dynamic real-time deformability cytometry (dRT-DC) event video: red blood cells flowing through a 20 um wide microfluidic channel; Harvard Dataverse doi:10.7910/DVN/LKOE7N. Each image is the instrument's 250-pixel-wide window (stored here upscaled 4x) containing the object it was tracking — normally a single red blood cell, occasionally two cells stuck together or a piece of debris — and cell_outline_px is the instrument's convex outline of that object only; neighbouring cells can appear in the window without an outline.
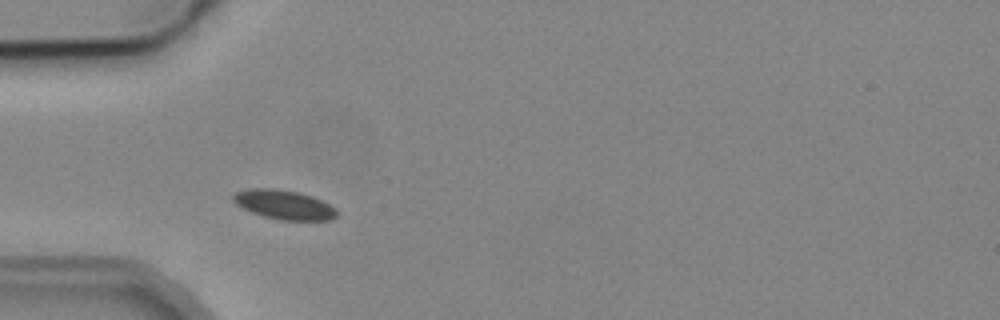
{"species": "common noctule bat (a hibernating species)", "species_latin": "Nyctalus noctula", "temperature_condition": "cold", "stored_images_in_passage": 10, "camera_frame_rate_fps": 3000, "um_per_image_px": 0.085, "animal": {"sex": "male", "body_mass_g": 19.2, "forearm_length_mm": 51.8}, "frame": {"image": 1, "passage_image": 1, "time_ms": 0.0, "image_size_px": [1000, 320], "cell_outline_px": [[336, 216], [332, 220], [280, 220], [264, 216], [252, 212], [236, 204], [232, 200], [232, 196], [236, 192], [248, 188], [272, 188], [300, 192], [312, 196], [336, 208]], "centroid_in_image_um": [24.13, 17.39], "position_along_channel_um": 60.9, "area_um2": 17.63}}
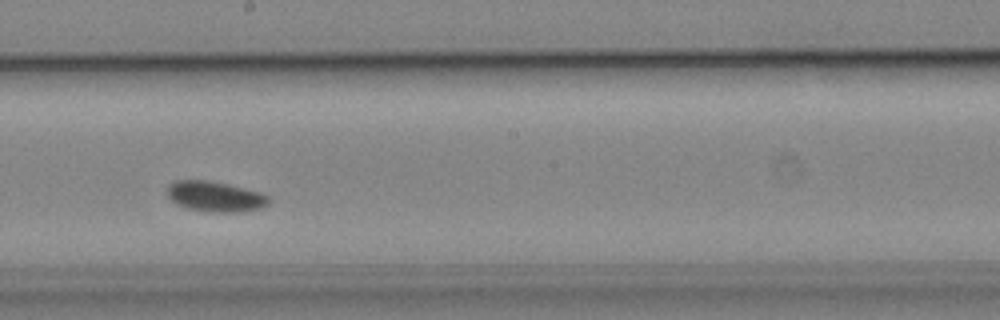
{"frame": {"image": 2, "passage_image": 5, "time_ms": 4.667, "image_size_px": [1000, 320], "cell_outline_px": [[272, 200], [268, 204], [260, 208], [240, 212], [204, 212], [188, 208], [176, 204], [168, 196], [168, 184], [176, 180], [208, 180], [228, 184], [260, 192], [268, 196]], "centroid_in_image_um": [18.3, 16.71], "position_along_channel_um": 229.9, "area_um2": 18.09}}
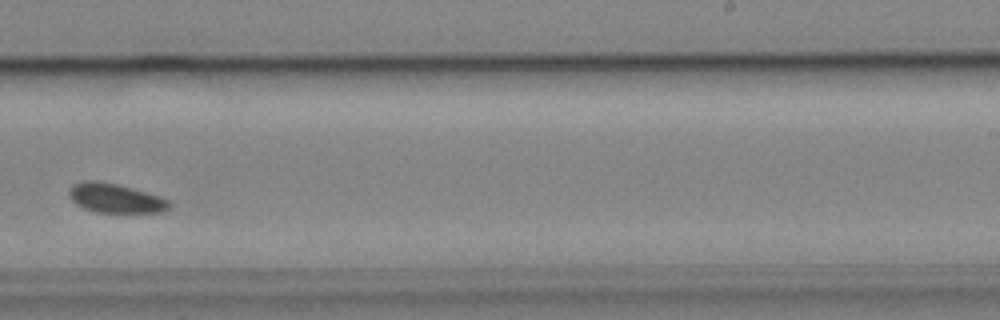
{"frame": {"image": 3, "passage_image": 6, "time_ms": 6.0, "image_size_px": [1000, 320], "cell_outline_px": [[172, 204], [164, 212], [96, 212], [84, 208], [76, 204], [68, 196], [68, 192], [72, 184], [84, 180], [96, 180], [116, 184], [132, 188], [160, 196], [168, 200]], "centroid_in_image_um": [9.78, 16.84], "position_along_channel_um": 279.2, "area_um2": 17.11}}